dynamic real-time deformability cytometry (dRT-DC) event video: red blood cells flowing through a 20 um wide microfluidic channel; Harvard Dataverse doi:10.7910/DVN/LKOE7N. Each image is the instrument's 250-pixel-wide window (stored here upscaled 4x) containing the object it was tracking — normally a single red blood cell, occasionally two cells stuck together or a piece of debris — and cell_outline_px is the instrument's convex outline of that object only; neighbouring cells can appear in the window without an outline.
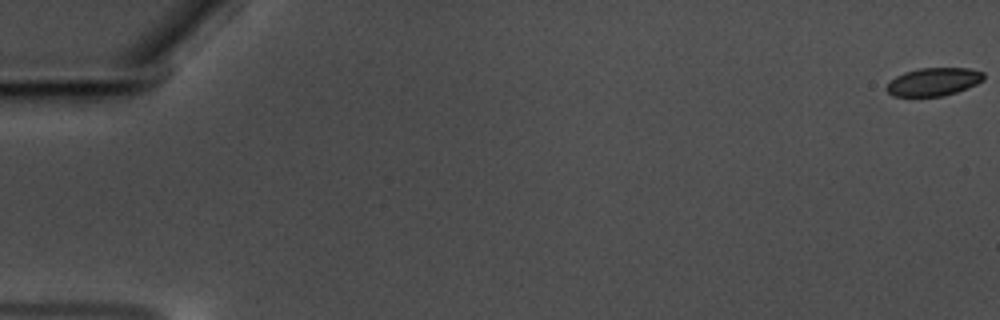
{"species": "common noctule bat (a hibernating species)", "species_latin": "Nyctalus noctula", "temperature_condition": "warm", "stored_images_in_passage": 60, "camera_frame_rate_fps": 3000, "um_per_image_px": 0.085, "animal": {"sex": "male", "body_mass_g": 17.5, "forearm_length_mm": 52.3}, "frame": {"image": 1, "passage_image": 1, "time_ms": 0.0, "image_size_px": [1000, 320], "cell_outline_px": [[984, 80], [976, 84], [956, 92], [944, 96], [892, 96], [884, 88], [896, 76], [904, 72], [920, 68], [968, 68], [984, 72]], "centroid_in_image_um": [79.35, 6.95], "position_along_channel_um": 5.6, "area_um2": 15.84}}
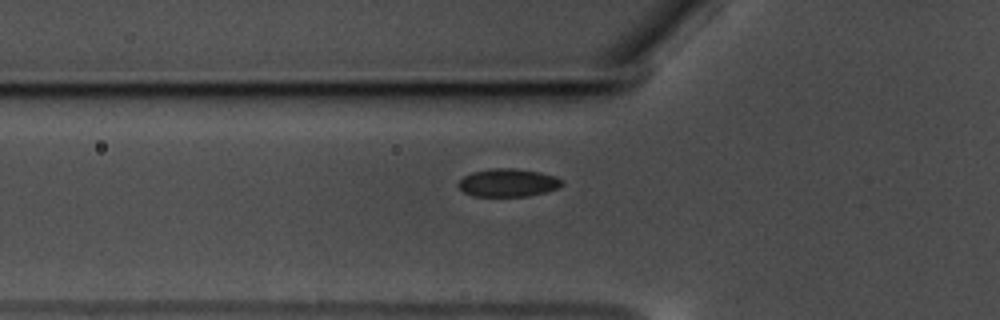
{"frame": {"image": 2, "passage_image": 22, "time_ms": 7.0, "image_size_px": [1000, 320], "cell_outline_px": [[564, 184], [560, 188], [548, 192], [528, 196], [472, 196], [464, 192], [456, 184], [464, 176], [472, 172], [492, 168], [512, 168], [540, 172], [556, 176], [564, 180]], "centroid_in_image_um": [43.23, 15.53], "position_along_channel_um": 82.6, "area_um2": 17.17}}
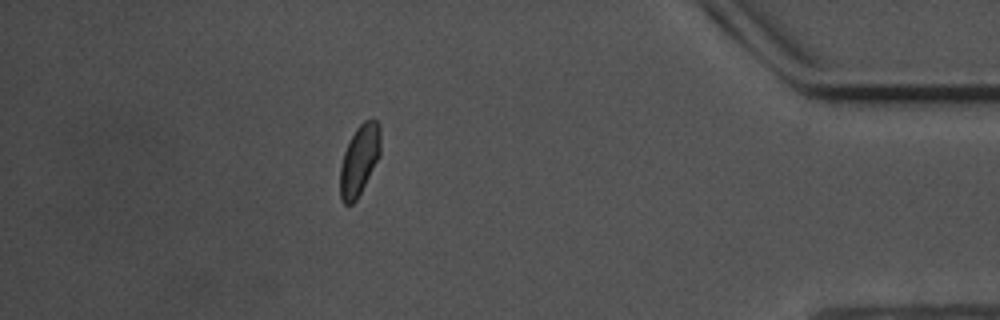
{"frame": {"image": 3, "passage_image": 53, "time_ms": 17.333, "image_size_px": [1000, 320], "cell_outline_px": [[380, 156], [356, 200], [352, 204], [344, 204], [340, 200], [340, 168], [344, 152], [356, 128], [364, 120], [372, 116], [380, 124]], "centroid_in_image_um": [30.56, 13.57], "position_along_channel_um": 404.6, "area_um2": 16.65}, "authors_computed_cell_mechanics": {"area_um2": 16.8776, "velocity_mm_per_s": 3.5339, "shape_relaxation_time_tau1_ms": 1.5232, "shape_relaxation_time_tau2_ms": 0.8113, "deformation_change_tau1": 0.0764, "deformation_change_tau2": 0.0429}}